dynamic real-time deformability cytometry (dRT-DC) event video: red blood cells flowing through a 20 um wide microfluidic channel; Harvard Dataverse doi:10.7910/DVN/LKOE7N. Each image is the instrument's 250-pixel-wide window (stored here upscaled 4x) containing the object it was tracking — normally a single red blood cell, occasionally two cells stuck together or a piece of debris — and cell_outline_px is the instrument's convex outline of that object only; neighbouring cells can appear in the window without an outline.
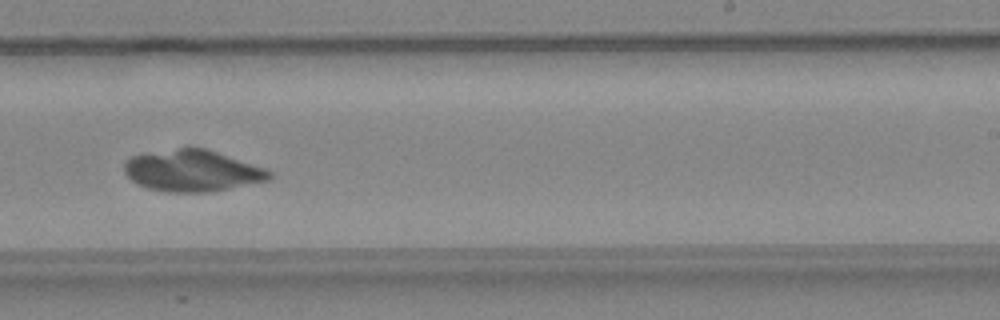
{"species": "common noctule bat (a hibernating species)", "species_latin": "Nyctalus noctula", "temperature_condition": "warm", "stored_images_in_passage": 31, "camera_frame_rate_fps": 3000, "um_per_image_px": 0.085, "animal": {"sex": "female", "body_mass_g": 24.6, "forearm_length_mm": 56.2}, "frame": {"image": 1, "passage_image": 23, "time_ms": 7.333, "image_size_px": [1000, 320], "cell_outline_px": [[272, 180], [208, 192], [168, 192], [148, 188], [136, 184], [124, 172], [124, 164], [132, 156], [180, 148], [204, 148], [268, 168], [272, 172]], "centroid_in_image_um": [16.41, 14.53], "position_along_channel_um": 272.6, "area_um2": 34.91}}
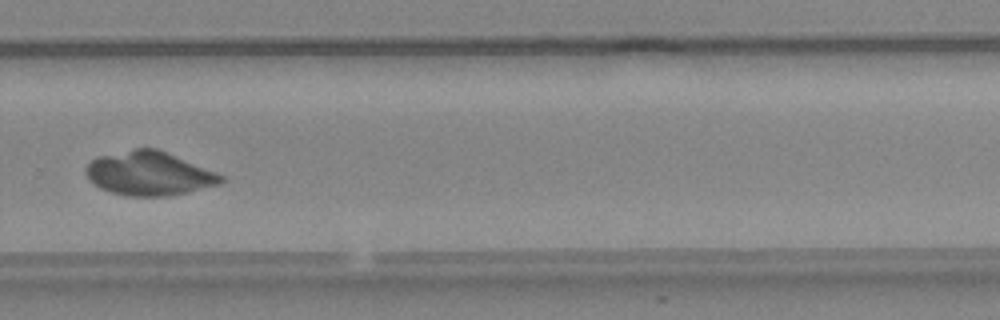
{"frame": {"image": 2, "passage_image": 26, "time_ms": 8.333, "image_size_px": [1000, 320], "cell_outline_px": [[228, 180], [220, 184], [188, 192], [168, 196], [128, 196], [112, 192], [100, 188], [92, 184], [84, 172], [84, 168], [92, 160], [100, 156], [136, 148], [156, 148], [216, 172], [224, 176]], "centroid_in_image_um": [12.68, 14.76], "position_along_channel_um": 317.1, "area_um2": 34.51}}